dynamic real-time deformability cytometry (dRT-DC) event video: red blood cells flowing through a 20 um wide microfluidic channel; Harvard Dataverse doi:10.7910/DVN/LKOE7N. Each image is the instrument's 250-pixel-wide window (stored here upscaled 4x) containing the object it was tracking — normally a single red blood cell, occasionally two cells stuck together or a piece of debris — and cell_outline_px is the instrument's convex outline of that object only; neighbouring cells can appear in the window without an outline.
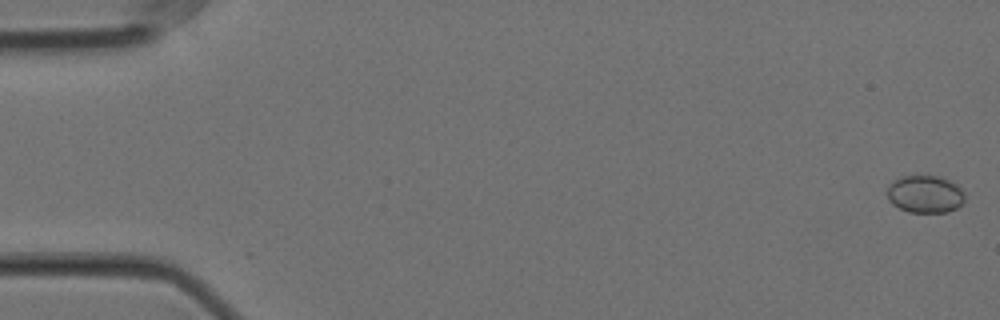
{"species": "Egyptian fruit bat (a non-hibernating species)", "species_latin": "Rousettus aegyptiacus", "temperature_condition": "cold", "stored_images_in_passage": 8, "camera_frame_rate_fps": 3000, "um_per_image_px": 0.085, "animal": {"sex": "female"}, "frame": {"image": 1, "passage_image": 1, "time_ms": 0.0, "image_size_px": [1000, 320], "cell_outline_px": [[964, 200], [956, 208], [948, 212], [908, 212], [892, 204], [888, 200], [888, 188], [892, 180], [900, 176], [936, 176], [948, 180], [956, 184], [964, 192]], "centroid_in_image_um": [78.61, 16.5], "position_along_channel_um": 6.4, "area_um2": 16.88}}